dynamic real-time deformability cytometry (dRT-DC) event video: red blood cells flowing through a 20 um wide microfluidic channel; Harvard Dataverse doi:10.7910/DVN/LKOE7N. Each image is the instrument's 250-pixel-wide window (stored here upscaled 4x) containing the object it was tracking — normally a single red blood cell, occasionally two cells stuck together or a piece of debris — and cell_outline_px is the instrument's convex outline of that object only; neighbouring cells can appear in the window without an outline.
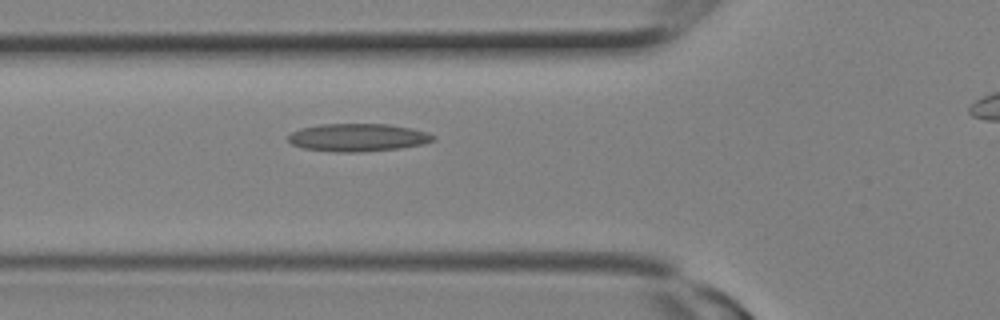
{"species": "Egyptian fruit bat (a non-hibernating species)", "species_latin": "Rousettus aegyptiacus", "temperature_condition": "room temperature", "stored_images_in_passage": 4, "camera_frame_rate_fps": 3000, "um_per_image_px": 0.085, "animal": {"sex": "female"}, "frame": {"image": 1, "passage_image": 3, "time_ms": 0.667, "image_size_px": [1000, 320], "cell_outline_px": [[436, 140], [424, 144], [400, 148], [360, 152], [336, 152], [304, 148], [292, 144], [288, 140], [288, 136], [292, 132], [300, 128], [320, 124], [388, 124], [412, 128], [428, 132], [436, 136]], "centroid_in_image_um": [30.46, 11.68], "position_along_channel_um": 95.3, "area_um2": 23.64}}